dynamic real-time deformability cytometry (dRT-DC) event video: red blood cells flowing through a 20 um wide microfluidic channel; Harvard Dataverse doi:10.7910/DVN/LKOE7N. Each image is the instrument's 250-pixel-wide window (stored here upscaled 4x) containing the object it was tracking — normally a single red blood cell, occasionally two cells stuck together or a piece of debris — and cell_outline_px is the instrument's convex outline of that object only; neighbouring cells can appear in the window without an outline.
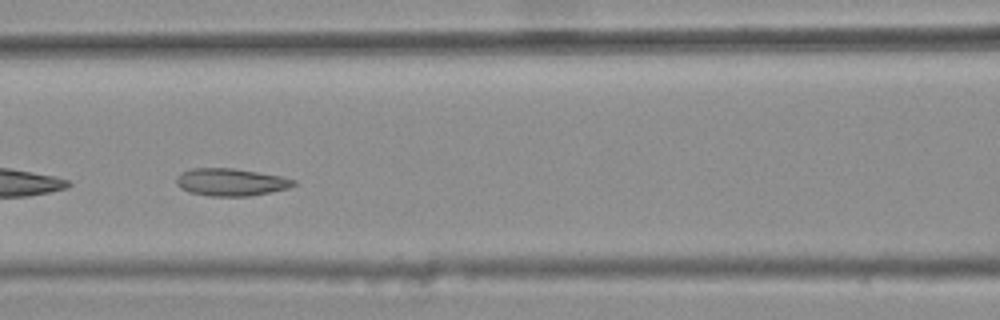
{"species": "common noctule bat (a hibernating species)", "species_latin": "Nyctalus noctula", "temperature_condition": "warm", "stored_images_in_passage": 7, "camera_frame_rate_fps": 3000, "um_per_image_px": 0.085, "animal": {"sex": "female", "body_mass_g": 25.1}, "frame": {"image": 1, "passage_image": 5, "time_ms": 1.333, "image_size_px": [1000, 320], "cell_outline_px": [[296, 184], [288, 188], [248, 196], [208, 196], [188, 192], [180, 188], [176, 184], [176, 176], [192, 168], [232, 168], [280, 176], [296, 180]], "centroid_in_image_um": [19.58, 15.48], "position_along_channel_um": 147.0, "area_um2": 18.61}}
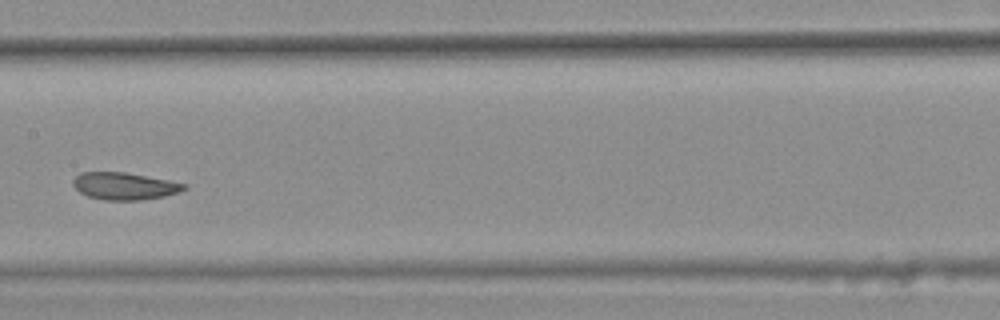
{"frame": {"image": 2, "passage_image": 6, "time_ms": 1.667, "image_size_px": [1000, 320], "cell_outline_px": [[188, 188], [180, 192], [164, 196], [144, 200], [104, 200], [88, 196], [80, 192], [72, 184], [72, 180], [80, 172], [124, 172], [168, 180], [188, 184]], "centroid_in_image_um": [10.6, 15.82], "position_along_channel_um": 196.8, "area_um2": 17.69}}
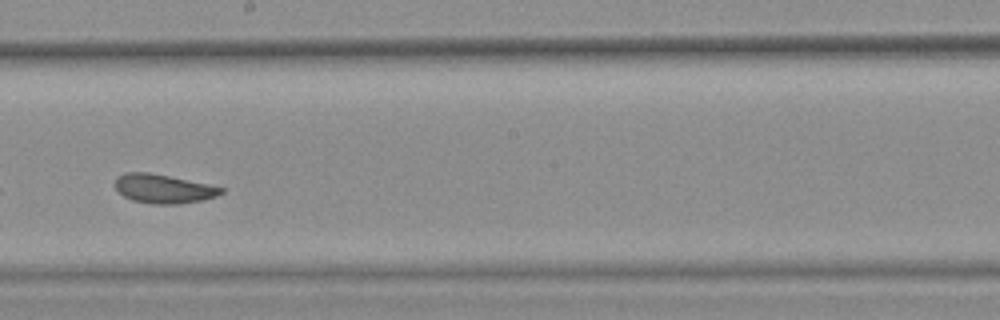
{"frame": {"image": 3, "passage_image": 7, "time_ms": 2.0, "image_size_px": [1000, 320], "cell_outline_px": [[224, 192], [216, 196], [204, 200], [180, 204], [156, 204], [132, 200], [124, 196], [116, 188], [116, 176], [124, 172], [148, 172], [208, 184], [224, 188]], "centroid_in_image_um": [13.9, 16.04], "position_along_channel_um": 234.3, "area_um2": 17.8}}